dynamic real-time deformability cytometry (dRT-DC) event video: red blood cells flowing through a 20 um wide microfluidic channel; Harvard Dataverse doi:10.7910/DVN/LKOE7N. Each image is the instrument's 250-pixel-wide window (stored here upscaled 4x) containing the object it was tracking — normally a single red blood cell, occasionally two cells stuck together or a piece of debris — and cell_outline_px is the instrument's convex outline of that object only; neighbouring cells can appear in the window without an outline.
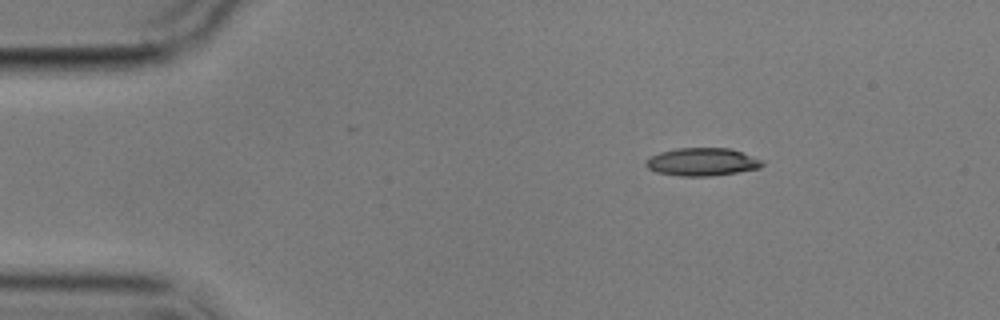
{"species": "common noctule bat (a hibernating species)", "species_latin": "Nyctalus noctula", "temperature_condition": "cold", "stored_images_in_passage": 3, "camera_frame_rate_fps": 3000, "um_per_image_px": 0.085, "animal": {"sex": "male", "body_mass_g": 17.9}, "frame": {"image": 1, "passage_image": 1, "time_ms": 0.0, "image_size_px": [1000, 320], "cell_outline_px": [[764, 164], [760, 168], [712, 176], [680, 176], [656, 172], [648, 168], [644, 164], [652, 156], [660, 152], [676, 148], [728, 148], [764, 160]], "centroid_in_image_um": [59.69, 13.76], "position_along_channel_um": 25.3, "area_um2": 18.79}}